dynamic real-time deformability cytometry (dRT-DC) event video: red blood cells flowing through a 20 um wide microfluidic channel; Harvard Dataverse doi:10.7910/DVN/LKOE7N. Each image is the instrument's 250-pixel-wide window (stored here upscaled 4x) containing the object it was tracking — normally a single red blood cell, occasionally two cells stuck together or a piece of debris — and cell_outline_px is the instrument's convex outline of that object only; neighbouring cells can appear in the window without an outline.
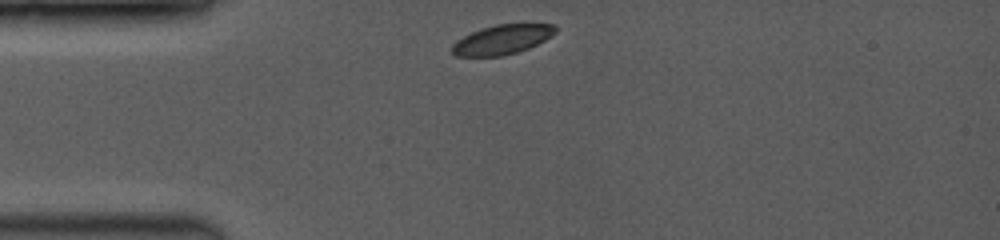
{"species": "common noctule bat (a hibernating species)", "species_latin": "Nyctalus noctula", "temperature_condition": "room temperature", "stored_images_in_passage": 37, "camera_frame_rate_fps": 3500, "um_per_image_px": 0.085, "animal": {"sex": "female", "body_mass_g": 19.0, "forearm_length_mm": 53.3}, "frame": {"image": 1, "passage_image": 1, "time_ms": 0.0, "image_size_px": [1000, 240], "cell_outline_px": [[556, 32], [544, 40], [528, 48], [516, 52], [500, 56], [456, 56], [452, 52], [452, 44], [456, 40], [480, 28], [496, 24], [556, 24]], "centroid_in_image_um": [42.66, 3.35], "position_along_channel_um": 42.3, "area_um2": 17.63}}
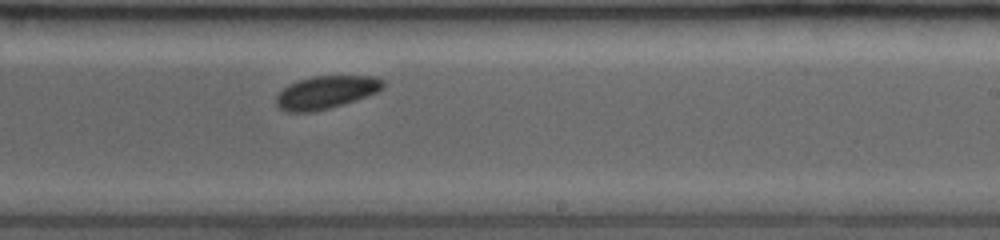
{"frame": {"image": 2, "passage_image": 22, "time_ms": 6.0, "image_size_px": [1000, 240], "cell_outline_px": [[384, 88], [376, 92], [328, 108], [312, 112], [288, 112], [276, 108], [276, 96], [288, 84], [312, 76], [376, 76], [384, 80]], "centroid_in_image_um": [27.67, 7.84], "position_along_channel_um": 261.3, "area_um2": 20.23}}
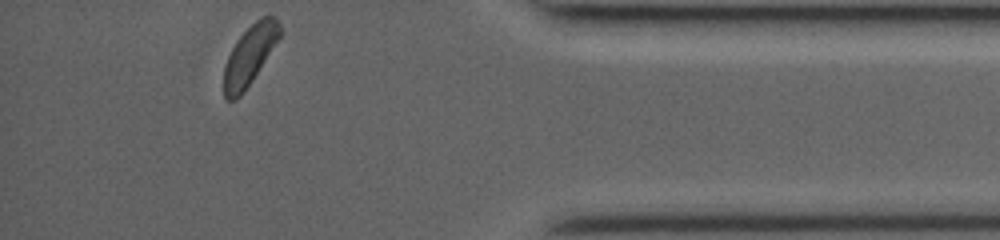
{"frame": {"image": 3, "passage_image": 37, "time_ms": 10.286, "image_size_px": [1000, 240], "cell_outline_px": [[284, 32], [244, 92], [236, 100], [224, 100], [224, 68], [228, 56], [236, 40], [256, 20], [264, 16], [276, 16]], "centroid_in_image_um": [21.25, 4.69], "position_along_channel_um": 414.0, "area_um2": 19.42}, "authors_computed_cell_mechanics": {"area_um2": 19.9988, "velocity_mm_per_s": 4.0522, "shape_relaxation_time_tau1_ms": 4.0924, "shape_relaxation_time_tau2_ms": 3.3755, "deformation_change_tau1": 0.1082, "deformation_change_tau2": 0.0652}}